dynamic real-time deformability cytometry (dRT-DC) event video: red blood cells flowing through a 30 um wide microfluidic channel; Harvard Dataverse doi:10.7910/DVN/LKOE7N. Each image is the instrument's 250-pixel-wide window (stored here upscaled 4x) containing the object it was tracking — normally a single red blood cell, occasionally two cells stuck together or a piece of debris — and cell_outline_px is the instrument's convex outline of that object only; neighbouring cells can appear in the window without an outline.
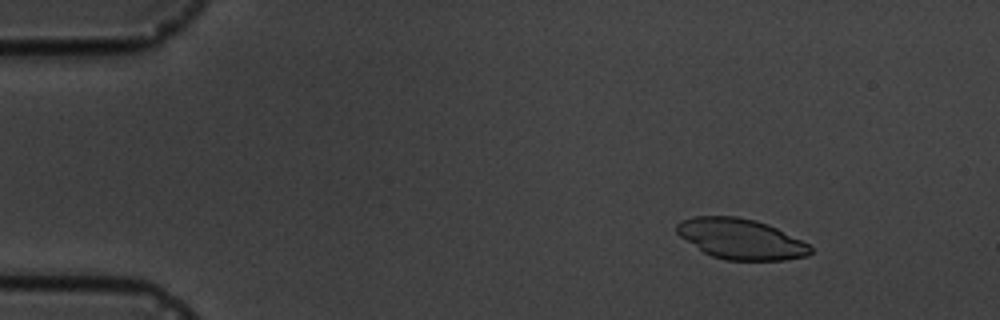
{"species": "common noctule bat (a hibernating species)", "species_latin": "Nyctalus noctula", "temperature_condition": "cold", "stored_images_in_passage": 7, "camera_frame_rate_fps": 3000, "um_per_image_px": 0.085, "animal": {"sex": "male", "body_mass_g": 19.5, "forearm_length_mm": 54.6}, "frame": {"image": 1, "passage_image": 1, "time_ms": 0.0, "image_size_px": [1000, 320], "cell_outline_px": [[812, 252], [808, 256], [784, 260], [724, 260], [712, 256], [704, 252], [680, 236], [676, 232], [676, 224], [680, 220], [692, 216], [736, 216], [756, 220], [768, 224], [808, 244], [812, 248]], "centroid_in_image_um": [62.95, 20.3], "position_along_channel_um": 22.1, "area_um2": 31.44}}